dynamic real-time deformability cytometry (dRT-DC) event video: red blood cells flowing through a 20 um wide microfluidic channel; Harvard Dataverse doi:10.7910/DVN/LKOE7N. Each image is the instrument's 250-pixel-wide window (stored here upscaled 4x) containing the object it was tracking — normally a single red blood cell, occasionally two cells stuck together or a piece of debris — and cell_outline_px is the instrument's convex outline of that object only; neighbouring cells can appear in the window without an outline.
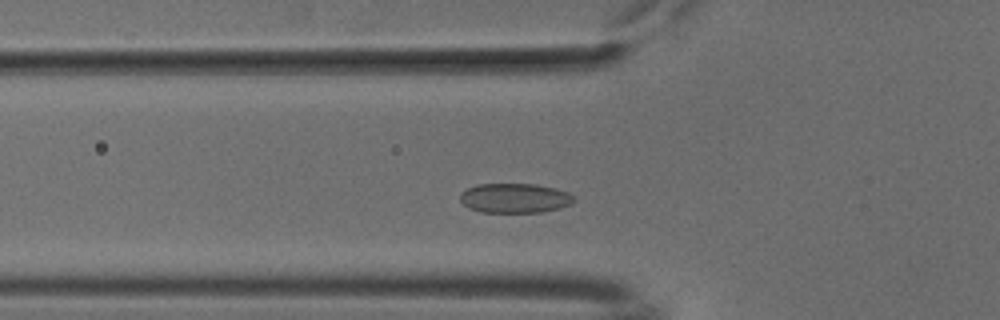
{"species": "common noctule bat (a hibernating species)", "species_latin": "Nyctalus noctula", "temperature_condition": "cold", "stored_images_in_passage": 39, "camera_frame_rate_fps": 3000, "um_per_image_px": 0.085, "animal": {"sex": "male", "body_mass_g": 18.8}, "frame": {"image": 1, "passage_image": 10, "time_ms": 3.0, "image_size_px": [1000, 320], "cell_outline_px": [[576, 200], [572, 204], [560, 208], [540, 212], [480, 212], [468, 208], [460, 200], [460, 192], [476, 184], [536, 184], [556, 188], [568, 192], [576, 196]], "centroid_in_image_um": [43.78, 16.83], "position_along_channel_um": 82.0, "area_um2": 19.88}}
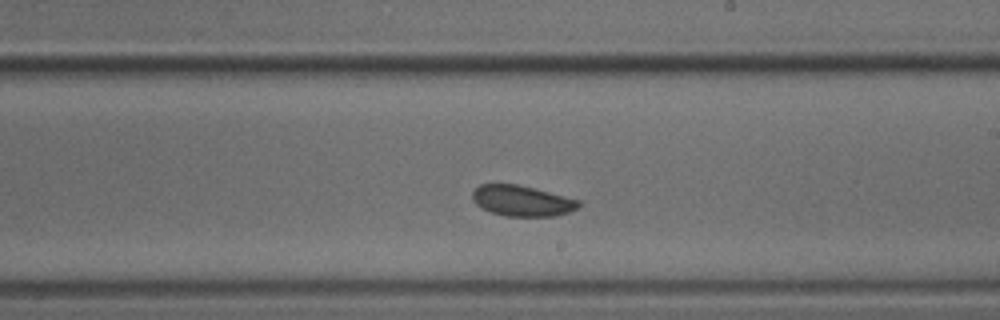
{"frame": {"image": 2, "passage_image": 23, "time_ms": 7.333, "image_size_px": [1000, 320], "cell_outline_px": [[580, 204], [576, 208], [568, 212], [556, 216], [504, 216], [480, 208], [472, 200], [472, 192], [480, 184], [516, 184], [580, 200]], "centroid_in_image_um": [44.32, 17.07], "position_along_channel_um": 244.7, "area_um2": 18.84}}
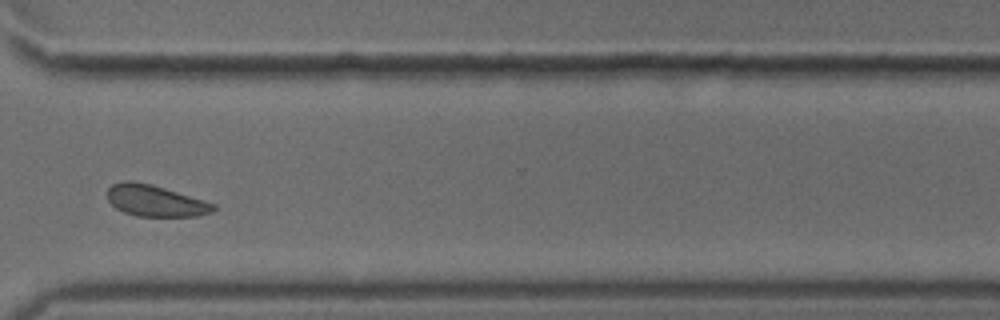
{"frame": {"image": 3, "passage_image": 32, "time_ms": 10.333, "image_size_px": [1000, 320], "cell_outline_px": [[216, 208], [212, 212], [196, 216], [136, 216], [124, 212], [116, 208], [108, 200], [108, 188], [112, 184], [124, 180], [132, 180], [152, 184], [204, 200], [216, 204]], "centroid_in_image_um": [13.19, 17.05], "position_along_channel_um": 357.4, "area_um2": 19.42}, "authors_computed_cell_mechanics": {"area_um2": 19.2474, "velocity_mm_per_s": 3.754, "shape_relaxation_time_tau1_ms": 3.9145, "shape_relaxation_time_tau2_ms": null, "deformation_change_tau1": 0.0493, "deformation_change_tau2": null}}